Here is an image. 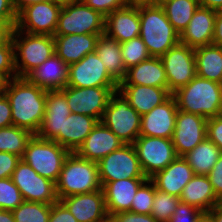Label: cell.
<instances>
[{
	"label": "cell",
	"instance_id": "obj_21",
	"mask_svg": "<svg viewBox=\"0 0 222 222\" xmlns=\"http://www.w3.org/2000/svg\"><path fill=\"white\" fill-rule=\"evenodd\" d=\"M105 34L120 44L140 35L138 4L114 10L105 17Z\"/></svg>",
	"mask_w": 222,
	"mask_h": 222
},
{
	"label": "cell",
	"instance_id": "obj_59",
	"mask_svg": "<svg viewBox=\"0 0 222 222\" xmlns=\"http://www.w3.org/2000/svg\"><path fill=\"white\" fill-rule=\"evenodd\" d=\"M129 4H140V3H154L155 0H128Z\"/></svg>",
	"mask_w": 222,
	"mask_h": 222
},
{
	"label": "cell",
	"instance_id": "obj_54",
	"mask_svg": "<svg viewBox=\"0 0 222 222\" xmlns=\"http://www.w3.org/2000/svg\"><path fill=\"white\" fill-rule=\"evenodd\" d=\"M207 214L213 222H222V207L219 204L213 207Z\"/></svg>",
	"mask_w": 222,
	"mask_h": 222
},
{
	"label": "cell",
	"instance_id": "obj_31",
	"mask_svg": "<svg viewBox=\"0 0 222 222\" xmlns=\"http://www.w3.org/2000/svg\"><path fill=\"white\" fill-rule=\"evenodd\" d=\"M95 52L102 60L108 73L120 83L126 76L127 71L123 63L120 43L104 33L97 40Z\"/></svg>",
	"mask_w": 222,
	"mask_h": 222
},
{
	"label": "cell",
	"instance_id": "obj_36",
	"mask_svg": "<svg viewBox=\"0 0 222 222\" xmlns=\"http://www.w3.org/2000/svg\"><path fill=\"white\" fill-rule=\"evenodd\" d=\"M51 204L23 201L13 215L15 222H49Z\"/></svg>",
	"mask_w": 222,
	"mask_h": 222
},
{
	"label": "cell",
	"instance_id": "obj_60",
	"mask_svg": "<svg viewBox=\"0 0 222 222\" xmlns=\"http://www.w3.org/2000/svg\"><path fill=\"white\" fill-rule=\"evenodd\" d=\"M197 222H213L211 217L207 214L204 213Z\"/></svg>",
	"mask_w": 222,
	"mask_h": 222
},
{
	"label": "cell",
	"instance_id": "obj_41",
	"mask_svg": "<svg viewBox=\"0 0 222 222\" xmlns=\"http://www.w3.org/2000/svg\"><path fill=\"white\" fill-rule=\"evenodd\" d=\"M0 72L6 74L10 79L16 78L14 44L11 36L0 43Z\"/></svg>",
	"mask_w": 222,
	"mask_h": 222
},
{
	"label": "cell",
	"instance_id": "obj_43",
	"mask_svg": "<svg viewBox=\"0 0 222 222\" xmlns=\"http://www.w3.org/2000/svg\"><path fill=\"white\" fill-rule=\"evenodd\" d=\"M88 7L107 16L114 10L123 8L129 4L128 0H82Z\"/></svg>",
	"mask_w": 222,
	"mask_h": 222
},
{
	"label": "cell",
	"instance_id": "obj_63",
	"mask_svg": "<svg viewBox=\"0 0 222 222\" xmlns=\"http://www.w3.org/2000/svg\"><path fill=\"white\" fill-rule=\"evenodd\" d=\"M219 205L222 207V197L219 199Z\"/></svg>",
	"mask_w": 222,
	"mask_h": 222
},
{
	"label": "cell",
	"instance_id": "obj_19",
	"mask_svg": "<svg viewBox=\"0 0 222 222\" xmlns=\"http://www.w3.org/2000/svg\"><path fill=\"white\" fill-rule=\"evenodd\" d=\"M78 222H103L109 216L105 207L103 190L61 198Z\"/></svg>",
	"mask_w": 222,
	"mask_h": 222
},
{
	"label": "cell",
	"instance_id": "obj_53",
	"mask_svg": "<svg viewBox=\"0 0 222 222\" xmlns=\"http://www.w3.org/2000/svg\"><path fill=\"white\" fill-rule=\"evenodd\" d=\"M199 5L213 10L222 9V0H198Z\"/></svg>",
	"mask_w": 222,
	"mask_h": 222
},
{
	"label": "cell",
	"instance_id": "obj_12",
	"mask_svg": "<svg viewBox=\"0 0 222 222\" xmlns=\"http://www.w3.org/2000/svg\"><path fill=\"white\" fill-rule=\"evenodd\" d=\"M118 87L66 86L61 91L65 94L71 113L83 114L101 121L111 95Z\"/></svg>",
	"mask_w": 222,
	"mask_h": 222
},
{
	"label": "cell",
	"instance_id": "obj_24",
	"mask_svg": "<svg viewBox=\"0 0 222 222\" xmlns=\"http://www.w3.org/2000/svg\"><path fill=\"white\" fill-rule=\"evenodd\" d=\"M194 175L189 163L183 157L177 156L166 168L150 179L157 189L179 198L182 190Z\"/></svg>",
	"mask_w": 222,
	"mask_h": 222
},
{
	"label": "cell",
	"instance_id": "obj_44",
	"mask_svg": "<svg viewBox=\"0 0 222 222\" xmlns=\"http://www.w3.org/2000/svg\"><path fill=\"white\" fill-rule=\"evenodd\" d=\"M207 138L222 152V115L207 119Z\"/></svg>",
	"mask_w": 222,
	"mask_h": 222
},
{
	"label": "cell",
	"instance_id": "obj_10",
	"mask_svg": "<svg viewBox=\"0 0 222 222\" xmlns=\"http://www.w3.org/2000/svg\"><path fill=\"white\" fill-rule=\"evenodd\" d=\"M133 146L142 171L149 179L177 157L172 139L139 136Z\"/></svg>",
	"mask_w": 222,
	"mask_h": 222
},
{
	"label": "cell",
	"instance_id": "obj_15",
	"mask_svg": "<svg viewBox=\"0 0 222 222\" xmlns=\"http://www.w3.org/2000/svg\"><path fill=\"white\" fill-rule=\"evenodd\" d=\"M118 85L95 51L87 54L79 62L69 65L67 86L86 88L118 87Z\"/></svg>",
	"mask_w": 222,
	"mask_h": 222
},
{
	"label": "cell",
	"instance_id": "obj_11",
	"mask_svg": "<svg viewBox=\"0 0 222 222\" xmlns=\"http://www.w3.org/2000/svg\"><path fill=\"white\" fill-rule=\"evenodd\" d=\"M24 201L53 204L58 201L56 184L42 177L22 159L17 163L12 177Z\"/></svg>",
	"mask_w": 222,
	"mask_h": 222
},
{
	"label": "cell",
	"instance_id": "obj_49",
	"mask_svg": "<svg viewBox=\"0 0 222 222\" xmlns=\"http://www.w3.org/2000/svg\"><path fill=\"white\" fill-rule=\"evenodd\" d=\"M0 21H4L11 29L16 26L17 13L10 0H0Z\"/></svg>",
	"mask_w": 222,
	"mask_h": 222
},
{
	"label": "cell",
	"instance_id": "obj_40",
	"mask_svg": "<svg viewBox=\"0 0 222 222\" xmlns=\"http://www.w3.org/2000/svg\"><path fill=\"white\" fill-rule=\"evenodd\" d=\"M23 201L20 190L11 178L0 179V209L13 211Z\"/></svg>",
	"mask_w": 222,
	"mask_h": 222
},
{
	"label": "cell",
	"instance_id": "obj_34",
	"mask_svg": "<svg viewBox=\"0 0 222 222\" xmlns=\"http://www.w3.org/2000/svg\"><path fill=\"white\" fill-rule=\"evenodd\" d=\"M161 6L169 22L181 34L200 5L198 0H167Z\"/></svg>",
	"mask_w": 222,
	"mask_h": 222
},
{
	"label": "cell",
	"instance_id": "obj_37",
	"mask_svg": "<svg viewBox=\"0 0 222 222\" xmlns=\"http://www.w3.org/2000/svg\"><path fill=\"white\" fill-rule=\"evenodd\" d=\"M179 203L180 198L167 194L157 189L155 186V196L151 215L157 222H168Z\"/></svg>",
	"mask_w": 222,
	"mask_h": 222
},
{
	"label": "cell",
	"instance_id": "obj_32",
	"mask_svg": "<svg viewBox=\"0 0 222 222\" xmlns=\"http://www.w3.org/2000/svg\"><path fill=\"white\" fill-rule=\"evenodd\" d=\"M196 75L222 84V47L201 46L194 49Z\"/></svg>",
	"mask_w": 222,
	"mask_h": 222
},
{
	"label": "cell",
	"instance_id": "obj_50",
	"mask_svg": "<svg viewBox=\"0 0 222 222\" xmlns=\"http://www.w3.org/2000/svg\"><path fill=\"white\" fill-rule=\"evenodd\" d=\"M12 109L6 95L0 96V128L12 126Z\"/></svg>",
	"mask_w": 222,
	"mask_h": 222
},
{
	"label": "cell",
	"instance_id": "obj_22",
	"mask_svg": "<svg viewBox=\"0 0 222 222\" xmlns=\"http://www.w3.org/2000/svg\"><path fill=\"white\" fill-rule=\"evenodd\" d=\"M216 10L199 6L180 34V43L193 49L212 44Z\"/></svg>",
	"mask_w": 222,
	"mask_h": 222
},
{
	"label": "cell",
	"instance_id": "obj_39",
	"mask_svg": "<svg viewBox=\"0 0 222 222\" xmlns=\"http://www.w3.org/2000/svg\"><path fill=\"white\" fill-rule=\"evenodd\" d=\"M155 196V184L151 179H147L137 190L132 205L131 212L138 214H151Z\"/></svg>",
	"mask_w": 222,
	"mask_h": 222
},
{
	"label": "cell",
	"instance_id": "obj_26",
	"mask_svg": "<svg viewBox=\"0 0 222 222\" xmlns=\"http://www.w3.org/2000/svg\"><path fill=\"white\" fill-rule=\"evenodd\" d=\"M102 34L54 35L55 53L67 64L79 62L96 49L97 40Z\"/></svg>",
	"mask_w": 222,
	"mask_h": 222
},
{
	"label": "cell",
	"instance_id": "obj_4",
	"mask_svg": "<svg viewBox=\"0 0 222 222\" xmlns=\"http://www.w3.org/2000/svg\"><path fill=\"white\" fill-rule=\"evenodd\" d=\"M55 184L58 200L101 190L98 163L84 159L76 152H70Z\"/></svg>",
	"mask_w": 222,
	"mask_h": 222
},
{
	"label": "cell",
	"instance_id": "obj_3",
	"mask_svg": "<svg viewBox=\"0 0 222 222\" xmlns=\"http://www.w3.org/2000/svg\"><path fill=\"white\" fill-rule=\"evenodd\" d=\"M178 110L211 118L222 115V84L199 77L174 93Z\"/></svg>",
	"mask_w": 222,
	"mask_h": 222
},
{
	"label": "cell",
	"instance_id": "obj_18",
	"mask_svg": "<svg viewBox=\"0 0 222 222\" xmlns=\"http://www.w3.org/2000/svg\"><path fill=\"white\" fill-rule=\"evenodd\" d=\"M70 114L65 94L61 90L47 91L45 114L36 136L59 144V131Z\"/></svg>",
	"mask_w": 222,
	"mask_h": 222
},
{
	"label": "cell",
	"instance_id": "obj_13",
	"mask_svg": "<svg viewBox=\"0 0 222 222\" xmlns=\"http://www.w3.org/2000/svg\"><path fill=\"white\" fill-rule=\"evenodd\" d=\"M160 59L166 71L168 90L171 93L195 78L196 59L193 48L179 42Z\"/></svg>",
	"mask_w": 222,
	"mask_h": 222
},
{
	"label": "cell",
	"instance_id": "obj_2",
	"mask_svg": "<svg viewBox=\"0 0 222 222\" xmlns=\"http://www.w3.org/2000/svg\"><path fill=\"white\" fill-rule=\"evenodd\" d=\"M140 37L151 57H161L180 42V34L169 22L161 5L138 4Z\"/></svg>",
	"mask_w": 222,
	"mask_h": 222
},
{
	"label": "cell",
	"instance_id": "obj_23",
	"mask_svg": "<svg viewBox=\"0 0 222 222\" xmlns=\"http://www.w3.org/2000/svg\"><path fill=\"white\" fill-rule=\"evenodd\" d=\"M148 178H129L106 183L102 190L104 192L105 207L110 217L118 212L130 211L132 200L138 188Z\"/></svg>",
	"mask_w": 222,
	"mask_h": 222
},
{
	"label": "cell",
	"instance_id": "obj_20",
	"mask_svg": "<svg viewBox=\"0 0 222 222\" xmlns=\"http://www.w3.org/2000/svg\"><path fill=\"white\" fill-rule=\"evenodd\" d=\"M123 145L124 142L122 140L102 121H98L76 153L89 161L99 162L102 158L118 150Z\"/></svg>",
	"mask_w": 222,
	"mask_h": 222
},
{
	"label": "cell",
	"instance_id": "obj_48",
	"mask_svg": "<svg viewBox=\"0 0 222 222\" xmlns=\"http://www.w3.org/2000/svg\"><path fill=\"white\" fill-rule=\"evenodd\" d=\"M207 176L216 196L220 199L222 197V154Z\"/></svg>",
	"mask_w": 222,
	"mask_h": 222
},
{
	"label": "cell",
	"instance_id": "obj_62",
	"mask_svg": "<svg viewBox=\"0 0 222 222\" xmlns=\"http://www.w3.org/2000/svg\"><path fill=\"white\" fill-rule=\"evenodd\" d=\"M103 222H114L110 217H108L105 221Z\"/></svg>",
	"mask_w": 222,
	"mask_h": 222
},
{
	"label": "cell",
	"instance_id": "obj_51",
	"mask_svg": "<svg viewBox=\"0 0 222 222\" xmlns=\"http://www.w3.org/2000/svg\"><path fill=\"white\" fill-rule=\"evenodd\" d=\"M212 44L222 47V9L216 10V20Z\"/></svg>",
	"mask_w": 222,
	"mask_h": 222
},
{
	"label": "cell",
	"instance_id": "obj_57",
	"mask_svg": "<svg viewBox=\"0 0 222 222\" xmlns=\"http://www.w3.org/2000/svg\"><path fill=\"white\" fill-rule=\"evenodd\" d=\"M0 222H15L13 212L0 209Z\"/></svg>",
	"mask_w": 222,
	"mask_h": 222
},
{
	"label": "cell",
	"instance_id": "obj_29",
	"mask_svg": "<svg viewBox=\"0 0 222 222\" xmlns=\"http://www.w3.org/2000/svg\"><path fill=\"white\" fill-rule=\"evenodd\" d=\"M97 123L94 117L71 113L64 120L62 131H59V145L76 152Z\"/></svg>",
	"mask_w": 222,
	"mask_h": 222
},
{
	"label": "cell",
	"instance_id": "obj_28",
	"mask_svg": "<svg viewBox=\"0 0 222 222\" xmlns=\"http://www.w3.org/2000/svg\"><path fill=\"white\" fill-rule=\"evenodd\" d=\"M118 90L141 116L165 102L172 95L168 88L142 85H118Z\"/></svg>",
	"mask_w": 222,
	"mask_h": 222
},
{
	"label": "cell",
	"instance_id": "obj_45",
	"mask_svg": "<svg viewBox=\"0 0 222 222\" xmlns=\"http://www.w3.org/2000/svg\"><path fill=\"white\" fill-rule=\"evenodd\" d=\"M21 158L17 155L0 152V179L11 178Z\"/></svg>",
	"mask_w": 222,
	"mask_h": 222
},
{
	"label": "cell",
	"instance_id": "obj_52",
	"mask_svg": "<svg viewBox=\"0 0 222 222\" xmlns=\"http://www.w3.org/2000/svg\"><path fill=\"white\" fill-rule=\"evenodd\" d=\"M13 6V9L18 14L26 6L37 4L39 2H44L46 0H10Z\"/></svg>",
	"mask_w": 222,
	"mask_h": 222
},
{
	"label": "cell",
	"instance_id": "obj_9",
	"mask_svg": "<svg viewBox=\"0 0 222 222\" xmlns=\"http://www.w3.org/2000/svg\"><path fill=\"white\" fill-rule=\"evenodd\" d=\"M98 163L99 180L106 183L129 178H146L133 144H124Z\"/></svg>",
	"mask_w": 222,
	"mask_h": 222
},
{
	"label": "cell",
	"instance_id": "obj_1",
	"mask_svg": "<svg viewBox=\"0 0 222 222\" xmlns=\"http://www.w3.org/2000/svg\"><path fill=\"white\" fill-rule=\"evenodd\" d=\"M47 90L32 84L27 78L10 80L6 97L12 109V123L36 135L46 108Z\"/></svg>",
	"mask_w": 222,
	"mask_h": 222
},
{
	"label": "cell",
	"instance_id": "obj_5",
	"mask_svg": "<svg viewBox=\"0 0 222 222\" xmlns=\"http://www.w3.org/2000/svg\"><path fill=\"white\" fill-rule=\"evenodd\" d=\"M10 36L14 44L17 77L26 78L55 53V41L51 35L28 34L14 27Z\"/></svg>",
	"mask_w": 222,
	"mask_h": 222
},
{
	"label": "cell",
	"instance_id": "obj_27",
	"mask_svg": "<svg viewBox=\"0 0 222 222\" xmlns=\"http://www.w3.org/2000/svg\"><path fill=\"white\" fill-rule=\"evenodd\" d=\"M119 85H142L168 88L166 71L160 57H151L127 69Z\"/></svg>",
	"mask_w": 222,
	"mask_h": 222
},
{
	"label": "cell",
	"instance_id": "obj_46",
	"mask_svg": "<svg viewBox=\"0 0 222 222\" xmlns=\"http://www.w3.org/2000/svg\"><path fill=\"white\" fill-rule=\"evenodd\" d=\"M49 222H78L67 207L58 200L51 204Z\"/></svg>",
	"mask_w": 222,
	"mask_h": 222
},
{
	"label": "cell",
	"instance_id": "obj_25",
	"mask_svg": "<svg viewBox=\"0 0 222 222\" xmlns=\"http://www.w3.org/2000/svg\"><path fill=\"white\" fill-rule=\"evenodd\" d=\"M69 65L56 53L41 63L26 78L47 91L62 90L67 86Z\"/></svg>",
	"mask_w": 222,
	"mask_h": 222
},
{
	"label": "cell",
	"instance_id": "obj_56",
	"mask_svg": "<svg viewBox=\"0 0 222 222\" xmlns=\"http://www.w3.org/2000/svg\"><path fill=\"white\" fill-rule=\"evenodd\" d=\"M10 80L6 74L0 72V96L5 95Z\"/></svg>",
	"mask_w": 222,
	"mask_h": 222
},
{
	"label": "cell",
	"instance_id": "obj_42",
	"mask_svg": "<svg viewBox=\"0 0 222 222\" xmlns=\"http://www.w3.org/2000/svg\"><path fill=\"white\" fill-rule=\"evenodd\" d=\"M203 214L201 210L180 202L168 222H197Z\"/></svg>",
	"mask_w": 222,
	"mask_h": 222
},
{
	"label": "cell",
	"instance_id": "obj_30",
	"mask_svg": "<svg viewBox=\"0 0 222 222\" xmlns=\"http://www.w3.org/2000/svg\"><path fill=\"white\" fill-rule=\"evenodd\" d=\"M179 198L180 202L189 204L204 213L219 204V198L207 175H194L182 190Z\"/></svg>",
	"mask_w": 222,
	"mask_h": 222
},
{
	"label": "cell",
	"instance_id": "obj_14",
	"mask_svg": "<svg viewBox=\"0 0 222 222\" xmlns=\"http://www.w3.org/2000/svg\"><path fill=\"white\" fill-rule=\"evenodd\" d=\"M61 8L50 0L26 6L17 14L15 28L28 34L54 36Z\"/></svg>",
	"mask_w": 222,
	"mask_h": 222
},
{
	"label": "cell",
	"instance_id": "obj_38",
	"mask_svg": "<svg viewBox=\"0 0 222 222\" xmlns=\"http://www.w3.org/2000/svg\"><path fill=\"white\" fill-rule=\"evenodd\" d=\"M120 47L123 63L126 69L151 58V55L140 36L121 43Z\"/></svg>",
	"mask_w": 222,
	"mask_h": 222
},
{
	"label": "cell",
	"instance_id": "obj_58",
	"mask_svg": "<svg viewBox=\"0 0 222 222\" xmlns=\"http://www.w3.org/2000/svg\"><path fill=\"white\" fill-rule=\"evenodd\" d=\"M50 1H52L53 3L63 7V6L72 4V3L76 2V1H79V0H50Z\"/></svg>",
	"mask_w": 222,
	"mask_h": 222
},
{
	"label": "cell",
	"instance_id": "obj_17",
	"mask_svg": "<svg viewBox=\"0 0 222 222\" xmlns=\"http://www.w3.org/2000/svg\"><path fill=\"white\" fill-rule=\"evenodd\" d=\"M178 108L173 95L141 116L140 136L172 139Z\"/></svg>",
	"mask_w": 222,
	"mask_h": 222
},
{
	"label": "cell",
	"instance_id": "obj_8",
	"mask_svg": "<svg viewBox=\"0 0 222 222\" xmlns=\"http://www.w3.org/2000/svg\"><path fill=\"white\" fill-rule=\"evenodd\" d=\"M104 33L105 16L79 0L61 8L54 35Z\"/></svg>",
	"mask_w": 222,
	"mask_h": 222
},
{
	"label": "cell",
	"instance_id": "obj_55",
	"mask_svg": "<svg viewBox=\"0 0 222 222\" xmlns=\"http://www.w3.org/2000/svg\"><path fill=\"white\" fill-rule=\"evenodd\" d=\"M12 29L4 22L0 21V43L5 42L11 34Z\"/></svg>",
	"mask_w": 222,
	"mask_h": 222
},
{
	"label": "cell",
	"instance_id": "obj_33",
	"mask_svg": "<svg viewBox=\"0 0 222 222\" xmlns=\"http://www.w3.org/2000/svg\"><path fill=\"white\" fill-rule=\"evenodd\" d=\"M221 154L218 146L206 138L183 158L192 167L195 175H208Z\"/></svg>",
	"mask_w": 222,
	"mask_h": 222
},
{
	"label": "cell",
	"instance_id": "obj_47",
	"mask_svg": "<svg viewBox=\"0 0 222 222\" xmlns=\"http://www.w3.org/2000/svg\"><path fill=\"white\" fill-rule=\"evenodd\" d=\"M110 218L114 222H157L151 214H138L131 211L118 212Z\"/></svg>",
	"mask_w": 222,
	"mask_h": 222
},
{
	"label": "cell",
	"instance_id": "obj_7",
	"mask_svg": "<svg viewBox=\"0 0 222 222\" xmlns=\"http://www.w3.org/2000/svg\"><path fill=\"white\" fill-rule=\"evenodd\" d=\"M101 121L124 144H133L140 136L141 115L119 90L111 95Z\"/></svg>",
	"mask_w": 222,
	"mask_h": 222
},
{
	"label": "cell",
	"instance_id": "obj_61",
	"mask_svg": "<svg viewBox=\"0 0 222 222\" xmlns=\"http://www.w3.org/2000/svg\"><path fill=\"white\" fill-rule=\"evenodd\" d=\"M165 1L167 0H155V4L161 5Z\"/></svg>",
	"mask_w": 222,
	"mask_h": 222
},
{
	"label": "cell",
	"instance_id": "obj_6",
	"mask_svg": "<svg viewBox=\"0 0 222 222\" xmlns=\"http://www.w3.org/2000/svg\"><path fill=\"white\" fill-rule=\"evenodd\" d=\"M69 154L70 151L57 142L33 135L28 141L21 159L29 164L37 174L56 183Z\"/></svg>",
	"mask_w": 222,
	"mask_h": 222
},
{
	"label": "cell",
	"instance_id": "obj_16",
	"mask_svg": "<svg viewBox=\"0 0 222 222\" xmlns=\"http://www.w3.org/2000/svg\"><path fill=\"white\" fill-rule=\"evenodd\" d=\"M207 138V118L178 110L172 137L176 155L183 157Z\"/></svg>",
	"mask_w": 222,
	"mask_h": 222
},
{
	"label": "cell",
	"instance_id": "obj_35",
	"mask_svg": "<svg viewBox=\"0 0 222 222\" xmlns=\"http://www.w3.org/2000/svg\"><path fill=\"white\" fill-rule=\"evenodd\" d=\"M33 135L30 131L14 125L0 128V152H8L21 158Z\"/></svg>",
	"mask_w": 222,
	"mask_h": 222
}]
</instances>
